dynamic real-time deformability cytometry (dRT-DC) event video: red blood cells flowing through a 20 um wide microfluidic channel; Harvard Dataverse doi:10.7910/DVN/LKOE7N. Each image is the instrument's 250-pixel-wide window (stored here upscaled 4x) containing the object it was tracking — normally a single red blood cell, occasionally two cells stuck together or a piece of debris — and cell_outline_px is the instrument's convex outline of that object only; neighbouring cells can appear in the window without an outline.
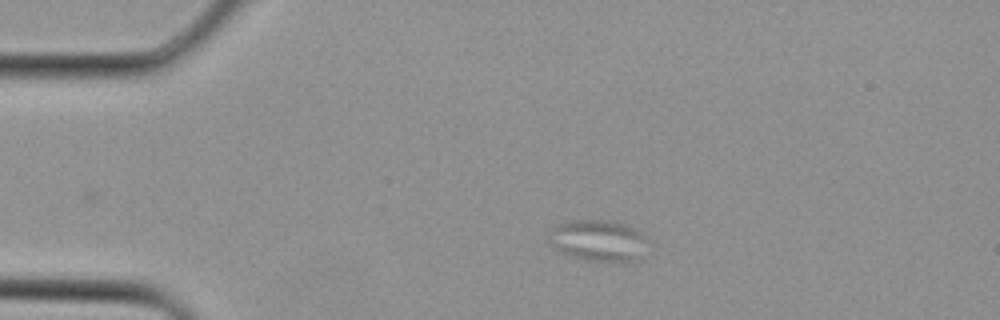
{"species": "Egyptian fruit bat (a non-hibernating species)", "species_latin": "Rousettus aegyptiacus", "temperature_condition": "cold", "stored_images_in_passage": 2, "camera_frame_rate_fps": 3000, "um_per_image_px": 0.085, "animal": {"sex": "female"}, "frame": {"image": 1, "passage_image": 1, "time_ms": 0.0, "image_size_px": [1000, 320], "cell_outline_px": [[648, 240], [640, 260], [624, 264], [588, 260], [572, 256], [556, 248], [548, 240], [548, 236], [552, 228], [556, 224], [572, 220], [608, 220], [624, 224], [636, 228]], "centroid_in_image_um": [50.91, 20.47], "position_along_channel_um": 34.1, "area_um2": 24.28}}
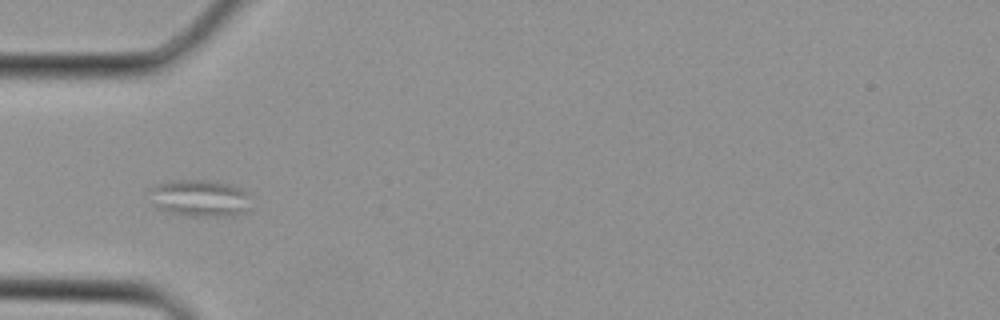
{"frame": {"image": 2, "passage_image": 2, "time_ms": 0.333, "image_size_px": [1000, 320], "cell_outline_px": [[248, 196], [244, 212], [232, 216], [188, 216], [168, 212], [156, 208], [152, 204], [152, 188], [156, 184], [184, 180], [204, 180], [228, 184], [240, 188], [248, 192]], "centroid_in_image_um": [16.96, 16.86], "position_along_channel_um": 68.0, "area_um2": 21.33}}